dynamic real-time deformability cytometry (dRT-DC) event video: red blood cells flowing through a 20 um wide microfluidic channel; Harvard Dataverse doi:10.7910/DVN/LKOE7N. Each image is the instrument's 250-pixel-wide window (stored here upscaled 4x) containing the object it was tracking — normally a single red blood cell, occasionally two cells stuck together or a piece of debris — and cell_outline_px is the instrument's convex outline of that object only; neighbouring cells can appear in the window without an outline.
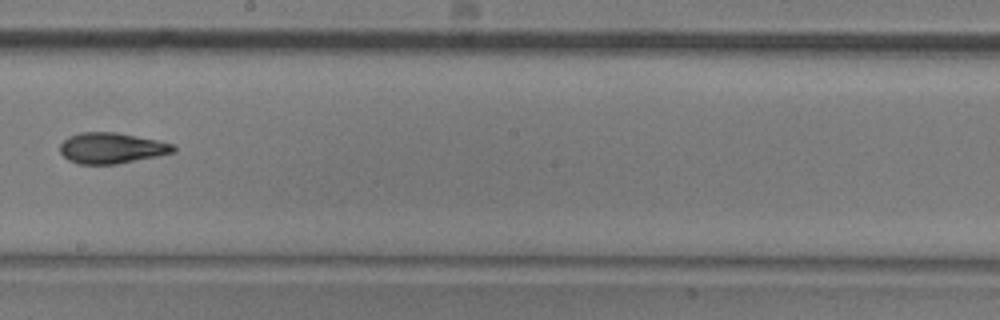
{"species": "common noctule bat (a hibernating species)", "species_latin": "Nyctalus noctula", "temperature_condition": "room temperature", "stored_images_in_passage": 10, "camera_frame_rate_fps": 3000, "um_per_image_px": 0.085, "animal": {"sex": "male", "body_mass_g": 20.5, "forearm_length_mm": 52.5}, "frame": {"image": 1, "passage_image": 9, "time_ms": 2.667, "image_size_px": [1000, 320], "cell_outline_px": [[176, 152], [116, 164], [76, 164], [68, 160], [60, 152], [60, 144], [68, 136], [80, 132], [116, 132], [160, 140], [172, 144], [176, 148]], "centroid_in_image_um": [9.47, 12.58], "position_along_channel_um": 238.7, "area_um2": 20.46}}
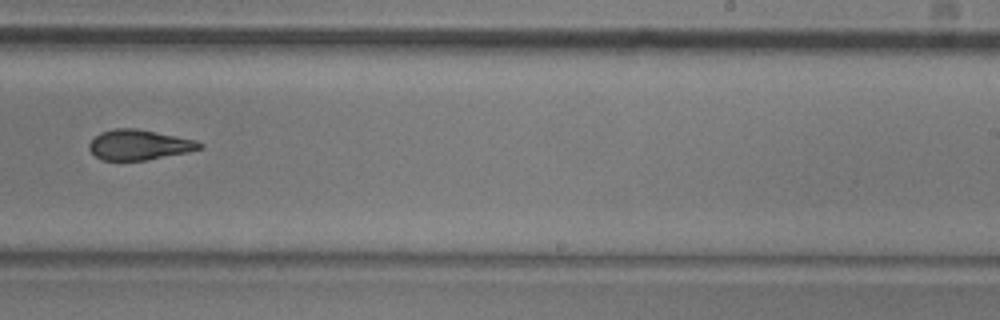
{"frame": {"image": 2, "passage_image": 10, "time_ms": 3.0, "image_size_px": [1000, 320], "cell_outline_px": [[204, 148], [188, 152], [144, 160], [100, 160], [88, 148], [88, 144], [100, 132], [116, 128], [136, 128], [196, 140], [204, 144]], "centroid_in_image_um": [11.83, 12.31], "position_along_channel_um": 277.2, "area_um2": 19.36}}